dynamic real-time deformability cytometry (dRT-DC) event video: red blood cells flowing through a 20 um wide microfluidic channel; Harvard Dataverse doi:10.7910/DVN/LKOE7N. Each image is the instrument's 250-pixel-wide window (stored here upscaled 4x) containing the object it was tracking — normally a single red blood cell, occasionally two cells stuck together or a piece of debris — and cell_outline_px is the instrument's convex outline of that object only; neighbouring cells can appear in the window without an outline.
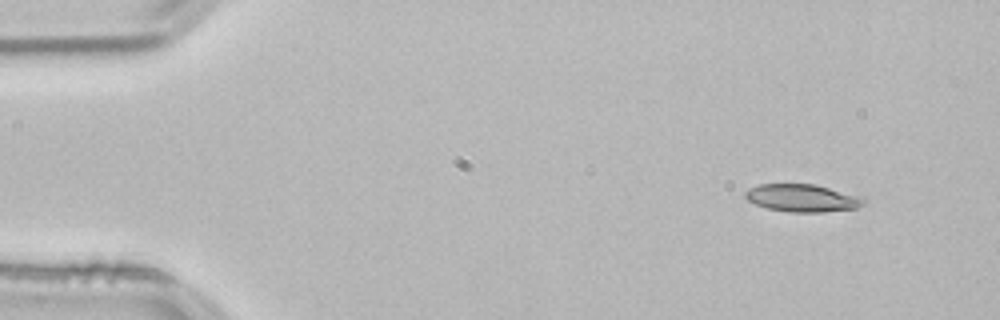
{"species": "common noctule bat (a hibernating species)", "species_latin": "Nyctalus noctula", "temperature_condition": "room temperature", "stored_images_in_passage": 49, "camera_frame_rate_fps": 3000, "um_per_image_px": 0.085, "animal": {"sex": "male", "body_mass_g": 21.5, "forearm_length_mm": 52.0}, "frame": {"image": 1, "passage_image": 1, "time_ms": 0.0, "image_size_px": [1000, 320], "cell_outline_px": [[864, 204], [856, 208], [824, 212], [788, 212], [768, 208], [756, 204], [748, 200], [744, 196], [744, 192], [748, 188], [760, 184], [816, 184], [864, 196]], "centroid_in_image_um": [68.22, 16.82], "position_along_channel_um": 16.8, "area_um2": 19.25}}
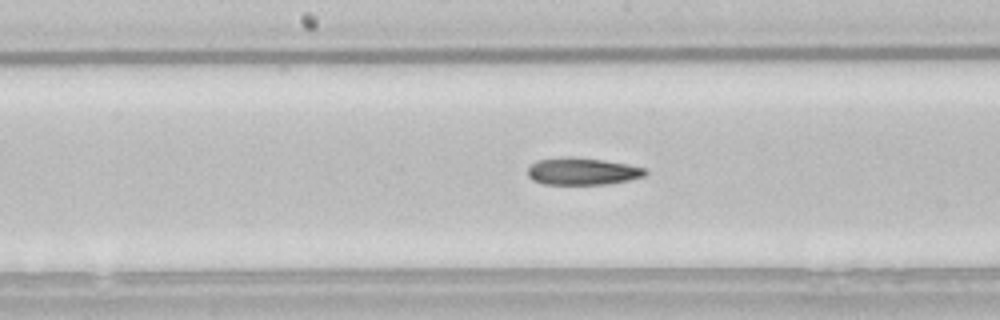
{"frame": {"image": 2, "passage_image": 23, "time_ms": 7.333, "image_size_px": [1000, 320], "cell_outline_px": [[648, 172], [644, 176], [628, 180], [608, 184], [544, 184], [532, 180], [528, 176], [528, 168], [536, 160], [568, 156], [572, 156], [628, 164], [644, 168]], "centroid_in_image_um": [49.48, 14.56], "position_along_channel_um": 198.7, "area_um2": 18.55}}
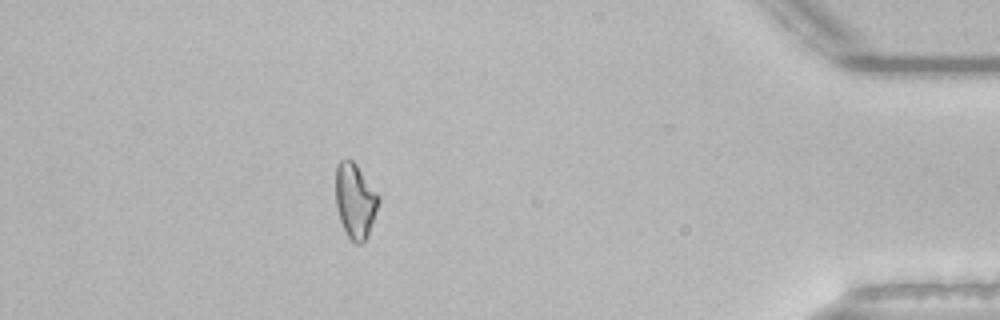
{"frame": {"image": 3, "passage_image": 43, "time_ms": 14.0, "image_size_px": [1000, 320], "cell_outline_px": [[380, 200], [368, 236], [360, 244], [356, 244], [348, 236], [340, 220], [336, 208], [336, 168], [340, 160], [352, 160], [356, 164], [380, 196]], "centroid_in_image_um": [30.19, 17.07], "position_along_channel_um": 405.0, "area_um2": 18.55}, "authors_computed_cell_mechanics": {"area_um2": 18.9584, "velocity_mm_per_s": 3.8378, "shape_relaxation_time_tau1_ms": null, "shape_relaxation_time_tau2_ms": 5.2084, "deformation_change_tau1": null, "deformation_change_tau2": 0.1286}}